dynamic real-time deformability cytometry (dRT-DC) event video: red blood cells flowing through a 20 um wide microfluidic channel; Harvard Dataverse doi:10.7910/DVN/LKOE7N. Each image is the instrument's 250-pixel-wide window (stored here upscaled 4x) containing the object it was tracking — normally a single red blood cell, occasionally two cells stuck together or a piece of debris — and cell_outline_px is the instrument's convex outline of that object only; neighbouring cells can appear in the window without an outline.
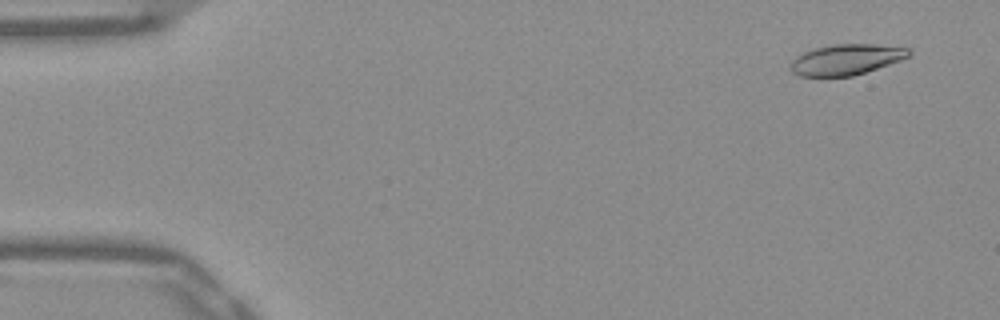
{"species": "Egyptian fruit bat (a non-hibernating species)", "species_latin": "Rousettus aegyptiacus", "temperature_condition": "warm", "stored_images_in_passage": 33, "camera_frame_rate_fps": 3000, "um_per_image_px": 0.085, "frame": {"image": 1, "passage_image": 4, "time_ms": 1.0, "image_size_px": [1000, 320], "cell_outline_px": [[912, 56], [852, 76], [800, 76], [792, 72], [788, 64], [796, 56], [812, 48], [832, 44], [876, 44], [912, 48]], "centroid_in_image_um": [71.93, 5.04], "position_along_channel_um": 13.1, "area_um2": 21.33}}
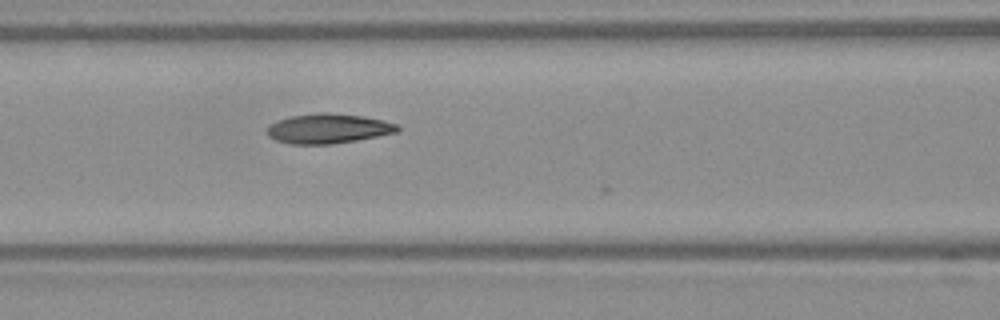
{"frame": {"image": 2, "passage_image": 23, "time_ms": 7.333, "image_size_px": [1000, 320], "cell_outline_px": [[400, 128], [396, 132], [356, 140], [332, 144], [292, 144], [276, 140], [268, 136], [264, 132], [264, 128], [276, 120], [292, 116], [316, 112], [328, 112], [364, 116], [384, 120], [396, 124]], "centroid_in_image_um": [27.83, 10.92], "position_along_channel_um": 138.8, "area_um2": 22.77}}
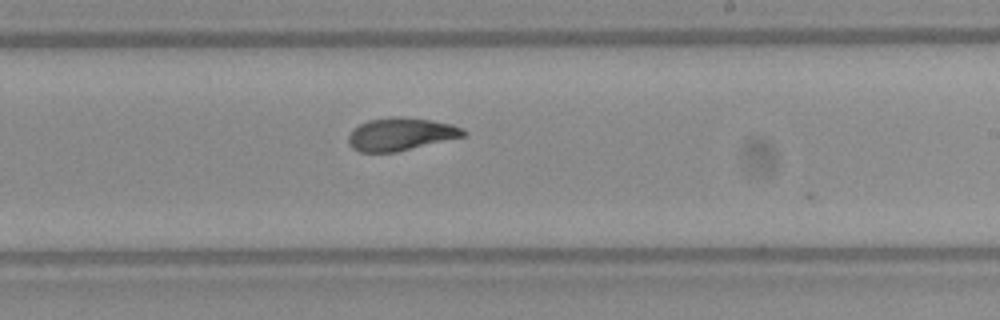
{"frame": {"image": 3, "passage_image": 32, "time_ms": 10.333, "image_size_px": [1000, 320], "cell_outline_px": [[468, 132], [464, 136], [396, 152], [360, 152], [352, 148], [348, 144], [348, 136], [352, 128], [368, 120], [392, 116], [400, 116], [432, 120], [452, 124], [464, 128]], "centroid_in_image_um": [34.05, 11.39], "position_along_channel_um": 255.0, "area_um2": 22.14}}